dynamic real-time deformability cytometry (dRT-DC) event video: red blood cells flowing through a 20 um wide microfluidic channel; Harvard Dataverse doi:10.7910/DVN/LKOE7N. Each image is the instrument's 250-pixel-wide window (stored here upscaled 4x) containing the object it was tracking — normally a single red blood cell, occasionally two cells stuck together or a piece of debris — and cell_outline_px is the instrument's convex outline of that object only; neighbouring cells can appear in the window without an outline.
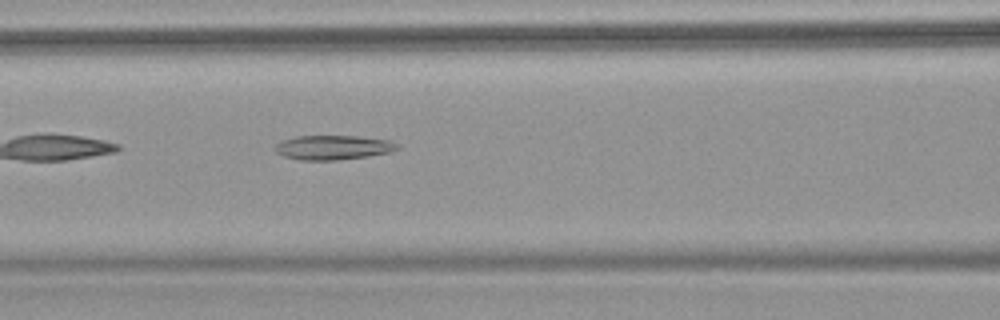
{"species": "common noctule bat (a hibernating species)", "species_latin": "Nyctalus noctula", "temperature_condition": "warm", "stored_images_in_passage": 3, "camera_frame_rate_fps": 3000, "um_per_image_px": 0.085, "animal": {"sex": "female", "body_mass_g": 18.4}, "frame": {"image": 1, "passage_image": 3, "time_ms": 0.667, "image_size_px": [1000, 320], "cell_outline_px": [[400, 148], [392, 152], [368, 156], [336, 160], [300, 160], [284, 156], [276, 152], [276, 144], [280, 140], [296, 136], [360, 136], [388, 140], [396, 144]], "centroid_in_image_um": [28.31, 12.53], "position_along_channel_um": 138.3, "area_um2": 17.4}}